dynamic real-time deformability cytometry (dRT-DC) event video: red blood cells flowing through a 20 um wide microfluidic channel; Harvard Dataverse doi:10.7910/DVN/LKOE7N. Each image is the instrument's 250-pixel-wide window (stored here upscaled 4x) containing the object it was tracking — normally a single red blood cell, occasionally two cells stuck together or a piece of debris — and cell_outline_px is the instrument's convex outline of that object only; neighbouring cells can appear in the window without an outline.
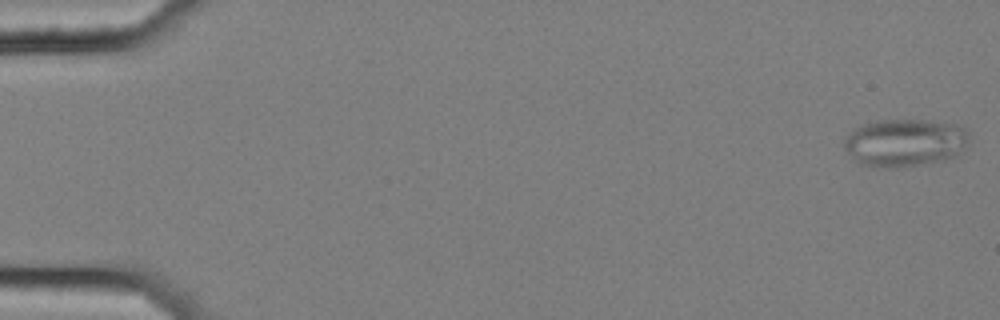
{"species": "common noctule bat (a hibernating species)", "species_latin": "Nyctalus noctula", "temperature_condition": "cold", "stored_images_in_passage": 56, "segment_of_instrument_passage": [1, 2], "camera_frame_rate_fps": 3000, "um_per_image_px": 0.085, "animal": {"sex": "female", "body_mass_g": 25.1}, "frame": {"image": 1, "passage_image": 1, "time_ms": 0.0, "image_size_px": [1000, 320], "cell_outline_px": [[968, 136], [964, 144], [956, 156], [944, 160], [900, 168], [888, 168], [860, 164], [844, 148], [844, 140], [860, 124], [876, 120], [924, 120], [956, 124], [968, 128]], "centroid_in_image_um": [76.91, 12.12], "position_along_channel_um": 8.1, "area_um2": 34.62}}